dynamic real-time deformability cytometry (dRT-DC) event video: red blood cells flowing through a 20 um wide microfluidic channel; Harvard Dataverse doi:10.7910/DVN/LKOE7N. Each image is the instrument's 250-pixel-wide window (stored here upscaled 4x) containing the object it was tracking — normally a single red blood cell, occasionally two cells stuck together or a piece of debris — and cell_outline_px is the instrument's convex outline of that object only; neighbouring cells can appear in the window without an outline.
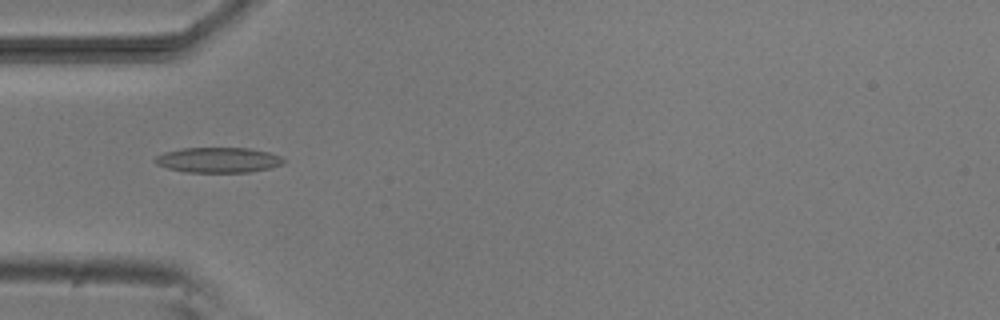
{"species": "common noctule bat (a hibernating species)", "species_latin": "Nyctalus noctula", "temperature_condition": "room temperature", "stored_images_in_passage": 5, "camera_frame_rate_fps": 3000, "um_per_image_px": 0.085, "animal": {"sex": "male", "body_mass_g": 20.5, "forearm_length_mm": 52.5}, "frame": {"image": 1, "passage_image": 4, "time_ms": 3.667, "image_size_px": [1000, 320], "cell_outline_px": [[284, 164], [272, 168], [248, 172], [184, 172], [168, 168], [156, 164], [152, 160], [156, 156], [164, 152], [184, 148], [248, 148], [268, 152], [280, 156], [284, 160]], "centroid_in_image_um": [18.54, 13.6], "position_along_channel_um": 66.5, "area_um2": 18.96}}
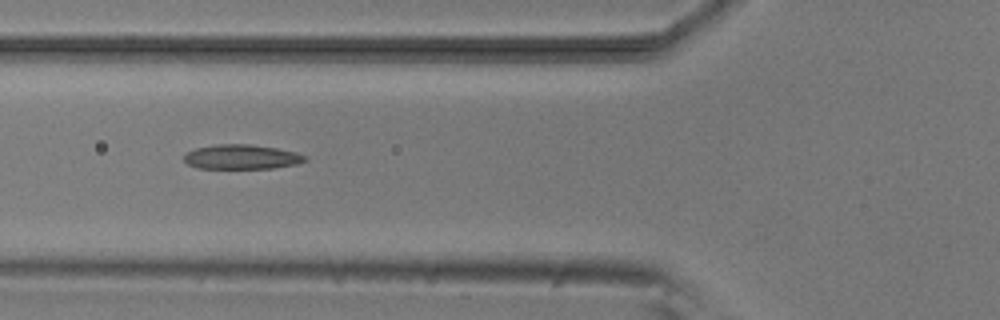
{"frame": {"image": 2, "passage_image": 5, "time_ms": 4.667, "image_size_px": [1000, 320], "cell_outline_px": [[308, 160], [296, 164], [272, 168], [196, 168], [188, 164], [184, 160], [184, 156], [188, 152], [196, 148], [216, 144], [248, 144], [276, 148], [296, 152], [308, 156]], "centroid_in_image_um": [20.56, 13.33], "position_along_channel_um": 105.2, "area_um2": 17.28}}